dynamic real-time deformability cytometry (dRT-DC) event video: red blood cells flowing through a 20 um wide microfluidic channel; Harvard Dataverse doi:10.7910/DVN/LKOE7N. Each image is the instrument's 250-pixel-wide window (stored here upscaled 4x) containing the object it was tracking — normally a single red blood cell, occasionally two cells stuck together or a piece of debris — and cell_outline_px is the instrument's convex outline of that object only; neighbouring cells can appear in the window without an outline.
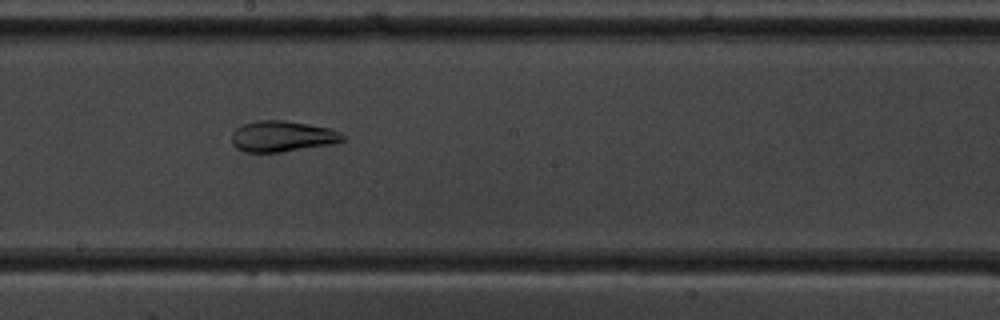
{"species": "common noctule bat (a hibernating species)", "species_latin": "Nyctalus noctula", "temperature_condition": "warm", "stored_images_in_passage": 41, "camera_frame_rate_fps": 3000, "um_per_image_px": 0.085, "animal": {"sex": "male", "body_mass_g": 19.5, "forearm_length_mm": 54.6}, "frame": {"image": 1, "passage_image": 19, "time_ms": 6.0, "image_size_px": [1000, 320], "cell_outline_px": [[348, 140], [332, 144], [280, 152], [244, 152], [236, 148], [232, 144], [232, 132], [236, 128], [244, 124], [256, 120], [284, 120], [332, 128], [340, 132]], "centroid_in_image_um": [24.01, 11.58], "position_along_channel_um": 224.2, "area_um2": 20.17}}
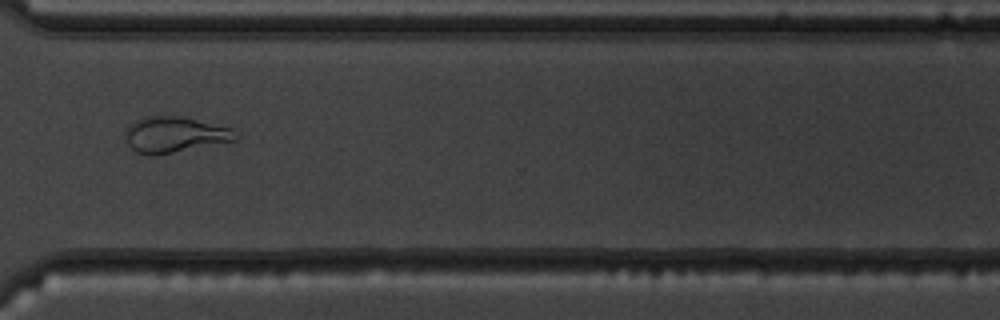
{"frame": {"image": 2, "passage_image": 29, "time_ms": 9.333, "image_size_px": [1000, 320], "cell_outline_px": [[236, 140], [156, 156], [148, 156], [136, 152], [128, 144], [124, 136], [124, 132], [128, 124], [144, 116], [184, 116], [232, 128], [236, 136]], "centroid_in_image_um": [14.79, 11.44], "position_along_channel_um": 355.8, "area_um2": 23.29}}
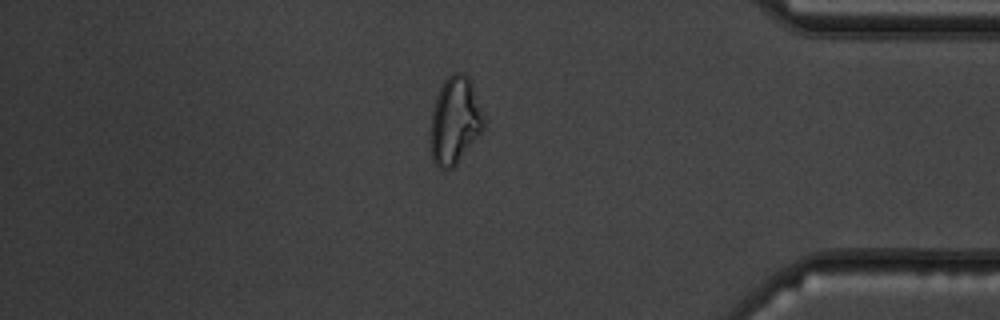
{"frame": {"image": 3, "passage_image": 34, "time_ms": 11.0, "image_size_px": [1000, 320], "cell_outline_px": [[484, 128], [456, 164], [452, 168], [440, 168], [432, 160], [428, 140], [432, 108], [436, 96], [444, 80], [448, 76], [456, 72], [460, 72], [468, 76], [472, 84], [484, 116]], "centroid_in_image_um": [38.62, 10.25], "position_along_channel_um": 396.6, "area_um2": 27.22}, "authors_computed_cell_mechanics": {"area_um2": 23.987, "velocity_mm_per_s": 3.9465, "shape_relaxation_time_tau1_ms": null, "shape_relaxation_time_tau2_ms": 2.1194, "deformation_change_tau1": null, "deformation_change_tau2": 0.0829}}